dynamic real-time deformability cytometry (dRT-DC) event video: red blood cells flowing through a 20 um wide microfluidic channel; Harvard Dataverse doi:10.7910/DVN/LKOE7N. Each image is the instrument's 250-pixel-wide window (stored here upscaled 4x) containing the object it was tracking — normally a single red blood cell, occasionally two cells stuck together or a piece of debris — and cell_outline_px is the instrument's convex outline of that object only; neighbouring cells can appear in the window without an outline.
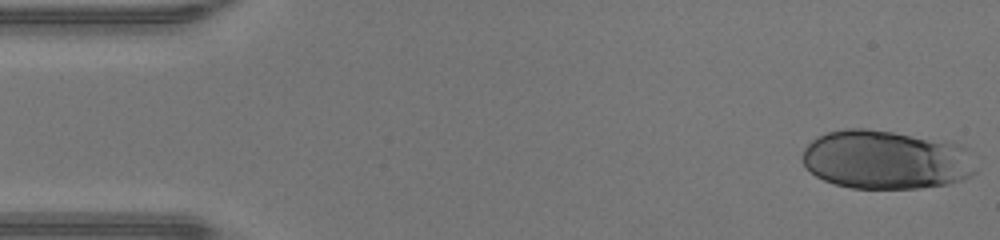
{"species": "human", "species_latin": "Homo sapiens", "temperature_condition": "warm", "stored_images_in_passage": 22, "camera_frame_rate_fps": 3000, "um_per_image_px": 0.085, "donor": {"sex": "male"}, "frame": {"image": 1, "passage_image": 1, "time_ms": 0.0, "image_size_px": [1000, 240], "cell_outline_px": [[980, 168], [972, 176], [948, 184], [920, 188], [852, 188], [836, 184], [824, 180], [816, 176], [804, 168], [800, 156], [804, 148], [816, 136], [828, 132], [844, 128], [868, 128], [952, 140], [968, 148]], "centroid_in_image_um": [75.37, 13.55], "position_along_channel_um": 9.6, "area_um2": 61.09}}